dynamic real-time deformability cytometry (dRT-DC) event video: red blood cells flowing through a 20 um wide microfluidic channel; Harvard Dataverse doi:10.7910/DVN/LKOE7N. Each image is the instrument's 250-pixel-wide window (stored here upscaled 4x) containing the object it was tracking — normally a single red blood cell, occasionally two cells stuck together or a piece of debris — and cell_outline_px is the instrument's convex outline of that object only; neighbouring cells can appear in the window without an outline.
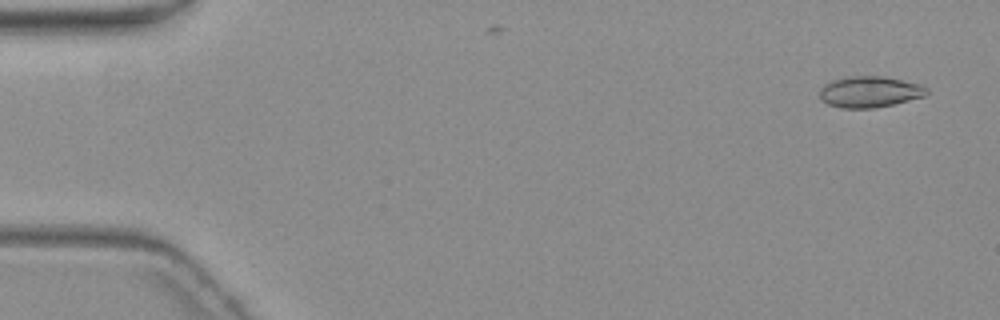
{"species": "common noctule bat (a hibernating species)", "species_latin": "Nyctalus noctula", "temperature_condition": "warm", "stored_images_in_passage": 8, "camera_frame_rate_fps": 3000, "um_per_image_px": 0.085, "animal": {"sex": "female", "body_mass_g": 19.3, "forearm_length_mm": 54.1}, "frame": {"image": 1, "passage_image": 1, "time_ms": 0.0, "image_size_px": [1000, 320], "cell_outline_px": [[928, 92], [924, 96], [892, 104], [872, 108], [840, 108], [828, 104], [820, 100], [820, 88], [824, 84], [832, 80], [848, 76], [884, 76], [920, 84], [928, 88]], "centroid_in_image_um": [73.89, 7.8], "position_along_channel_um": 11.1, "area_um2": 19.42}}
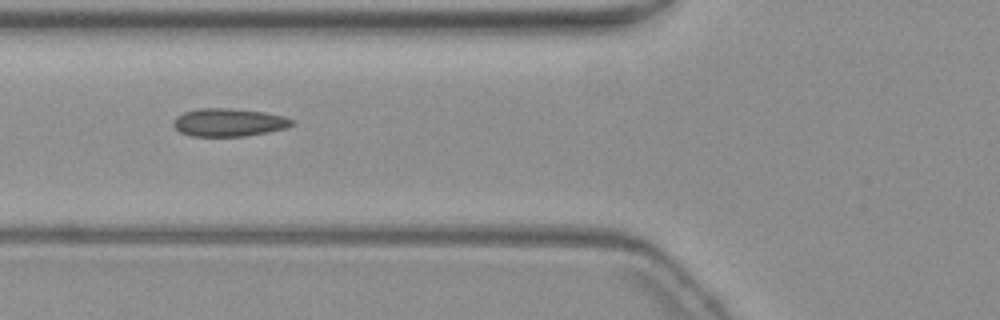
{"frame": {"image": 2, "passage_image": 6, "time_ms": 6.333, "image_size_px": [1000, 320], "cell_outline_px": [[296, 124], [288, 128], [268, 132], [244, 136], [192, 136], [180, 132], [172, 124], [176, 116], [184, 112], [196, 108], [228, 108], [264, 112], [284, 116], [292, 120]], "centroid_in_image_um": [19.46, 10.4], "position_along_channel_um": 106.3, "area_um2": 19.42}}
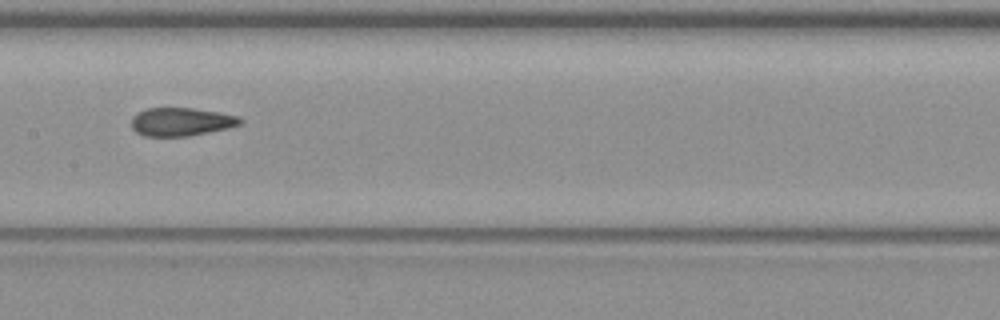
{"frame": {"image": 3, "passage_image": 8, "time_ms": 8.667, "image_size_px": [1000, 320], "cell_outline_px": [[244, 120], [240, 124], [228, 128], [188, 136], [144, 136], [136, 132], [132, 128], [132, 120], [140, 112], [148, 108], [192, 108], [220, 112], [240, 116]], "centroid_in_image_um": [15.45, 10.35], "position_along_channel_um": 191.9, "area_um2": 17.8}}